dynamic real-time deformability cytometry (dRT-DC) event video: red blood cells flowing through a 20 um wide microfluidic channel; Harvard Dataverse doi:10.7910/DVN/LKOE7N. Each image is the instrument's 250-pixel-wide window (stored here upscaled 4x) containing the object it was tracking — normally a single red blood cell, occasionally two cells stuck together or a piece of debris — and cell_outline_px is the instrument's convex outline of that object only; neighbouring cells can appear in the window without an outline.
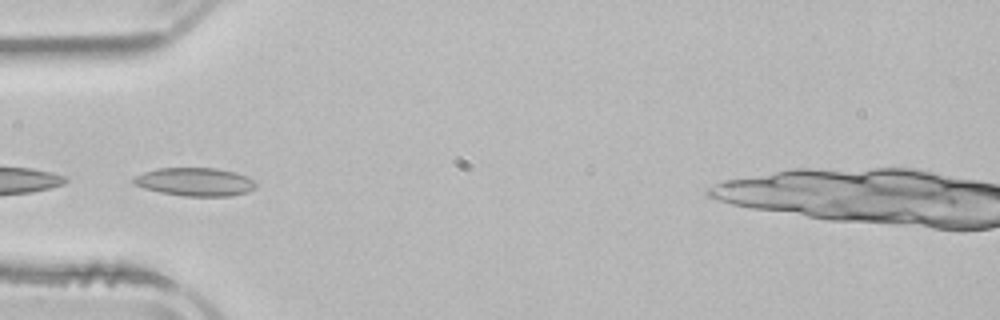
{"species": "common noctule bat (a hibernating species)", "species_latin": "Nyctalus noctula", "temperature_condition": "room temperature", "stored_images_in_passage": 2, "camera_frame_rate_fps": 3000, "um_per_image_px": 0.085, "animal": {"sex": "male", "body_mass_g": 21.5, "forearm_length_mm": 52.0}, "frame": {"image": 1, "passage_image": 2, "time_ms": 2.333, "image_size_px": [1000, 320], "cell_outline_px": [[256, 188], [248, 192], [232, 196], [184, 196], [160, 192], [144, 188], [132, 184], [132, 180], [136, 176], [144, 172], [156, 168], [216, 168], [236, 172], [252, 180], [256, 184]], "centroid_in_image_um": [16.57, 15.46], "position_along_channel_um": 68.4, "area_um2": 20.17}}